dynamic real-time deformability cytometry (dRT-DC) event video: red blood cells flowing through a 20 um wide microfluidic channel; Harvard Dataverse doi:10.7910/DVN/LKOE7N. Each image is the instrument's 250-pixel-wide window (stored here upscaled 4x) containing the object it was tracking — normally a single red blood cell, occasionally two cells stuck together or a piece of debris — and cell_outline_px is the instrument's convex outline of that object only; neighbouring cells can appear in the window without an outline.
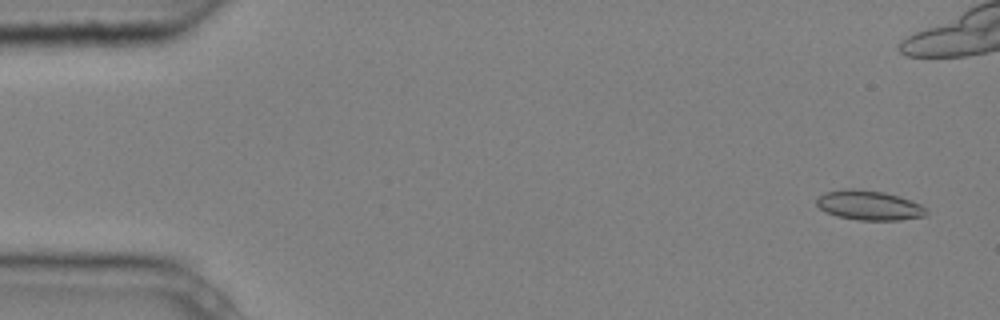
{"species": "common noctule bat (a hibernating species)", "species_latin": "Nyctalus noctula", "temperature_condition": "cold", "stored_images_in_passage": 10, "camera_frame_rate_fps": 3000, "um_per_image_px": 0.085, "animal": {"sex": "male", "body_mass_g": 20.4}, "frame": {"image": 1, "passage_image": 1, "time_ms": 0.0, "image_size_px": [1000, 320], "cell_outline_px": [[928, 212], [924, 216], [900, 220], [860, 220], [836, 216], [824, 212], [816, 204], [816, 200], [824, 192], [848, 188], [852, 188], [884, 192], [900, 196], [920, 204]], "centroid_in_image_um": [73.84, 17.45], "position_along_channel_um": 11.2, "area_um2": 18.96}}